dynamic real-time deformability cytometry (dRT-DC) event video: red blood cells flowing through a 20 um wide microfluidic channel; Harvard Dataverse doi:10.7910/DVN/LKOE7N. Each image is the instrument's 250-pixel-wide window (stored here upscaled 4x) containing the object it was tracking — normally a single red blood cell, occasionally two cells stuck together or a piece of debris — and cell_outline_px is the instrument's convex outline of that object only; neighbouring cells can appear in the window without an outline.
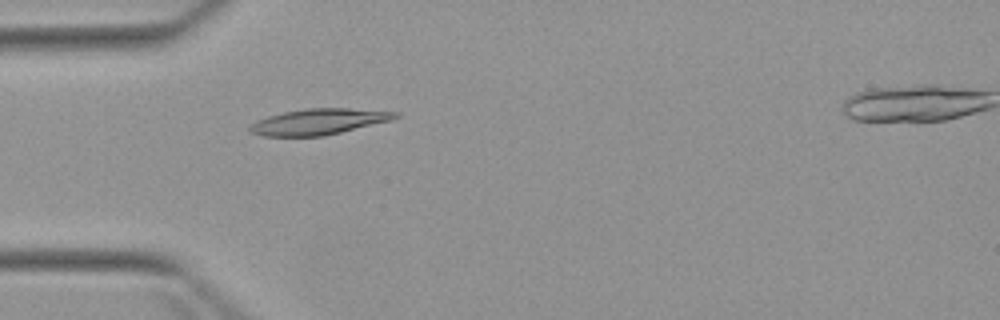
{"species": "Egyptian fruit bat (a non-hibernating species)", "species_latin": "Rousettus aegyptiacus", "temperature_condition": "warm", "stored_images_in_passage": 5, "camera_frame_rate_fps": 3000, "um_per_image_px": 0.085, "animal": {"sex": "female"}, "frame": {"image": 1, "passage_image": 4, "time_ms": 3.667, "image_size_px": [1000, 320], "cell_outline_px": [[400, 116], [392, 120], [324, 136], [260, 136], [248, 132], [248, 128], [256, 120], [268, 116], [284, 112], [304, 108], [348, 108], [400, 112]], "centroid_in_image_um": [27.08, 10.34], "position_along_channel_um": 57.9, "area_um2": 22.08}}